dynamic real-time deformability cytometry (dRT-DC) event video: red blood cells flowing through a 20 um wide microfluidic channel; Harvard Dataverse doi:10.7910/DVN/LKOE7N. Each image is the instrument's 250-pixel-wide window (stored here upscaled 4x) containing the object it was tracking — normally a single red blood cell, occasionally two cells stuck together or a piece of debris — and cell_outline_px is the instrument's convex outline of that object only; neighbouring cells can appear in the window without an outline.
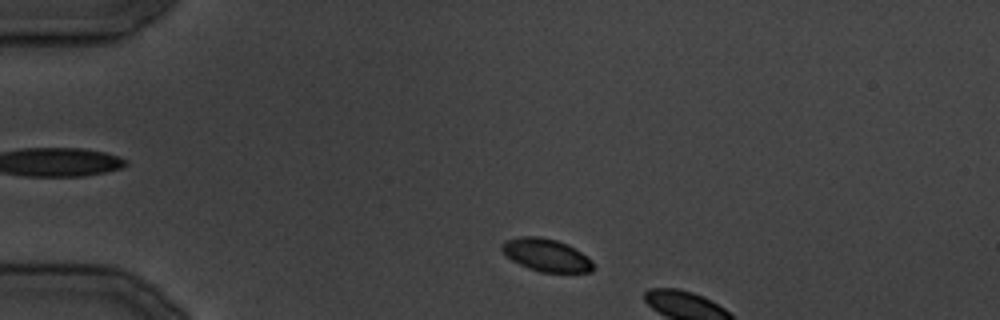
{"species": "common noctule bat (a hibernating species)", "species_latin": "Nyctalus noctula", "temperature_condition": "cold", "stored_images_in_passage": 4, "camera_frame_rate_fps": 3000, "um_per_image_px": 0.085, "animal": {"sex": "male", "body_mass_g": 19.5, "forearm_length_mm": 54.6}, "frame": {"image": 1, "passage_image": 2, "time_ms": 1.333, "image_size_px": [1000, 320], "cell_outline_px": [[596, 268], [592, 272], [540, 272], [528, 268], [512, 260], [500, 248], [500, 244], [504, 240], [520, 236], [540, 236], [556, 240], [568, 244], [592, 260]], "centroid_in_image_um": [46.44, 21.67], "position_along_channel_um": 38.6, "area_um2": 17.51}}